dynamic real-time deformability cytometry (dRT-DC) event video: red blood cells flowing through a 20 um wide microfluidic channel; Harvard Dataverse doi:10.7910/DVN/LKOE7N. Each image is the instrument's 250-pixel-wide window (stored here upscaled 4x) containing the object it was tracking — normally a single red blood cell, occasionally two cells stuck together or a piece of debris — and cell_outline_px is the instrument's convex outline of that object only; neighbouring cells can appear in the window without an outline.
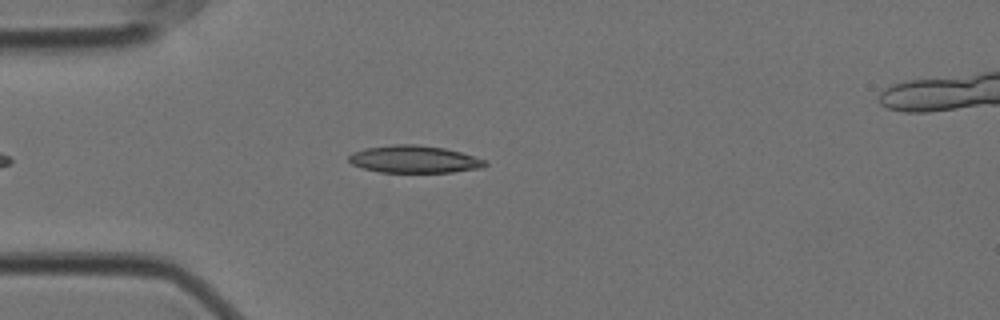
{"species": "Egyptian fruit bat (a non-hibernating species)", "species_latin": "Rousettus aegyptiacus", "temperature_condition": "cold", "stored_images_in_passage": 39, "camera_frame_rate_fps": 3000, "um_per_image_px": 0.085, "animal": {"sex": "female"}, "frame": {"image": 1, "passage_image": 1, "time_ms": 0.0, "image_size_px": [1000, 320], "cell_outline_px": [[488, 164], [480, 168], [452, 172], [380, 172], [364, 168], [352, 164], [348, 160], [348, 156], [352, 152], [364, 148], [392, 144], [416, 144], [444, 148], [460, 152], [488, 160]], "centroid_in_image_um": [35.21, 13.53], "position_along_channel_um": 49.8, "area_um2": 21.79}}
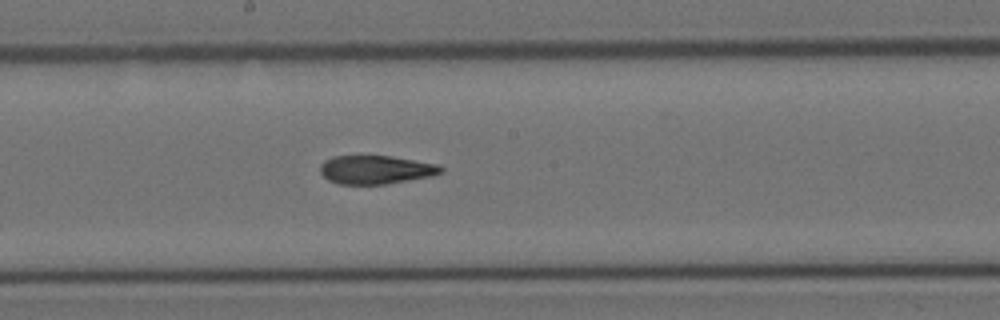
{"frame": {"image": 2, "passage_image": 16, "time_ms": 5.0, "image_size_px": [1000, 320], "cell_outline_px": [[444, 172], [432, 176], [384, 184], [340, 184], [328, 180], [320, 172], [320, 164], [324, 160], [332, 156], [392, 156], [440, 164], [444, 168]], "centroid_in_image_um": [31.97, 14.41], "position_along_channel_um": 216.2, "area_um2": 20.23}}
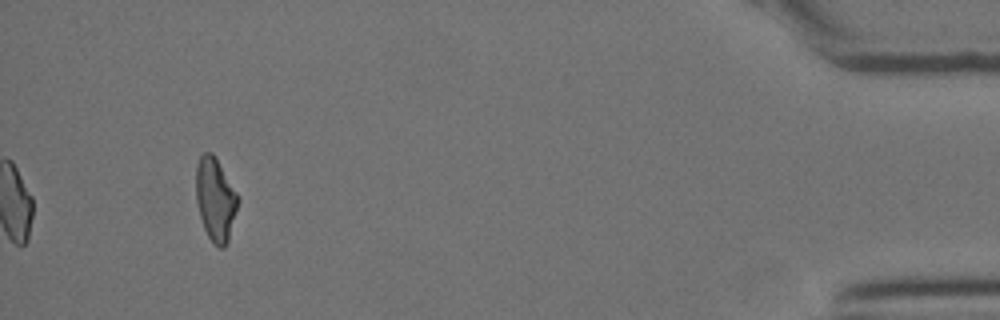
{"frame": {"image": 3, "passage_image": 39, "time_ms": 12.667, "image_size_px": [1000, 320], "cell_outline_px": [[240, 200], [228, 240], [224, 248], [220, 248], [208, 236], [204, 228], [196, 204], [196, 164], [200, 156], [204, 152], [212, 152], [216, 156], [240, 196]], "centroid_in_image_um": [18.32, 16.89], "position_along_channel_um": 416.9, "area_um2": 20.63}, "authors_computed_cell_mechanics": {"area_um2": 20.9236, "velocity_mm_per_s": 3.5438, "shape_relaxation_time_tau1_ms": 9.3257, "shape_relaxation_time_tau2_ms": 3.2415, "deformation_change_tau1": 0.2205, "deformation_change_tau2": 0.1147}}